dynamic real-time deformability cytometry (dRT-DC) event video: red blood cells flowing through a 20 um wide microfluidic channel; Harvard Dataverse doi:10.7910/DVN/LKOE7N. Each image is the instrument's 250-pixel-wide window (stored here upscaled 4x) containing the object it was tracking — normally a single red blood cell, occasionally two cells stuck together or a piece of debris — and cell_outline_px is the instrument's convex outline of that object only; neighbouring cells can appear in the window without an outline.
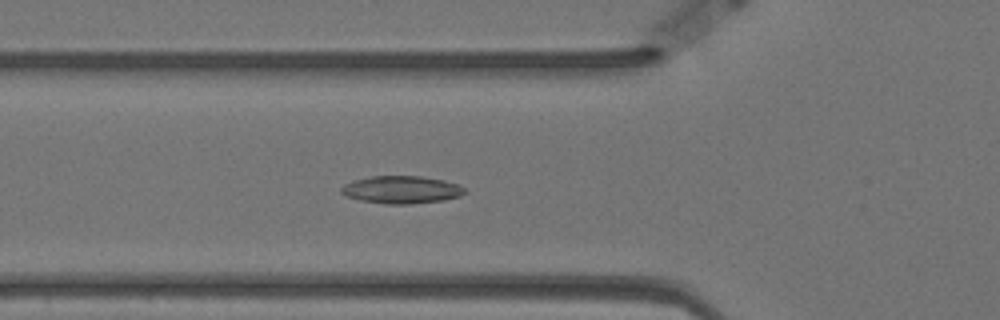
{"species": "Egyptian fruit bat (a non-hibernating species)", "species_latin": "Rousettus aegyptiacus", "temperature_condition": "warm", "stored_images_in_passage": 56, "camera_frame_rate_fps": 3000, "um_per_image_px": 0.085, "animal": {"sex": "female"}, "frame": {"image": 1, "passage_image": 18, "time_ms": 5.667, "image_size_px": [1000, 320], "cell_outline_px": [[468, 192], [460, 196], [444, 200], [408, 204], [384, 204], [360, 200], [348, 196], [340, 192], [340, 188], [344, 184], [352, 180], [372, 176], [420, 176], [444, 180], [460, 184]], "centroid_in_image_um": [34.14, 16.12], "position_along_channel_um": 91.7, "area_um2": 20.0}}
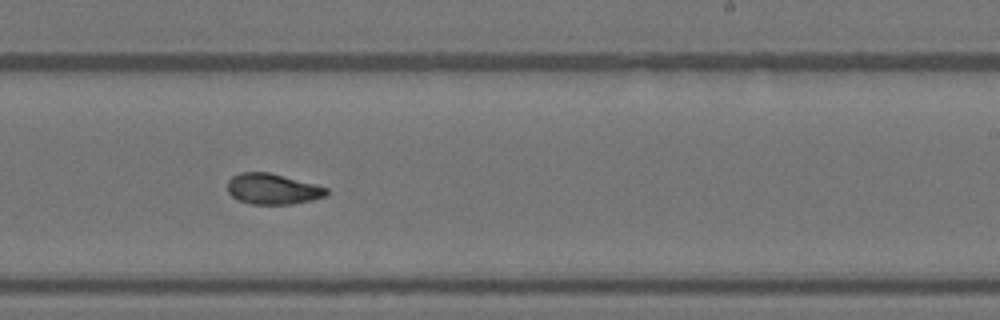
{"frame": {"image": 2, "passage_image": 33, "time_ms": 10.667, "image_size_px": [1000, 320], "cell_outline_px": [[328, 196], [312, 200], [292, 204], [252, 204], [236, 200], [228, 192], [228, 180], [232, 176], [240, 172], [268, 172], [316, 184], [328, 188]], "centroid_in_image_um": [23.18, 16.06], "position_along_channel_um": 265.8, "area_um2": 17.86}}
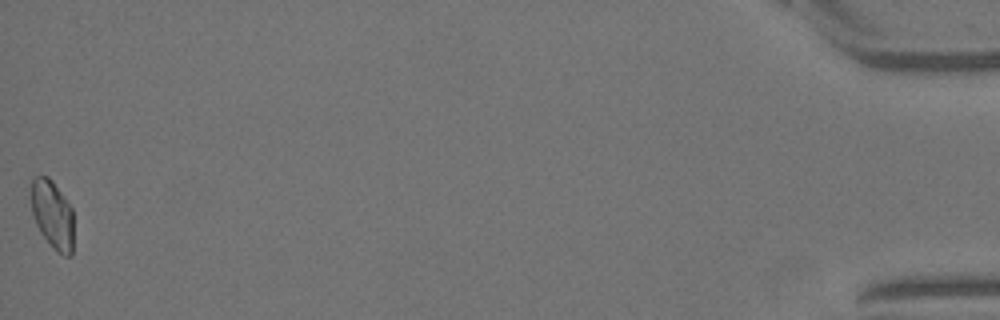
{"frame": {"image": 3, "passage_image": 56, "time_ms": 18.333, "image_size_px": [1000, 320], "cell_outline_px": [[72, 256], [64, 256], [40, 232], [36, 224], [32, 212], [32, 180], [36, 176], [48, 176], [52, 180], [72, 208]], "centroid_in_image_um": [4.46, 18.2], "position_along_channel_um": 430.7, "area_um2": 16.42}, "authors_computed_cell_mechanics": {"area_um2": 18.3515, "velocity_mm_per_s": 3.4828, "shape_relaxation_time_tau1_ms": 5.7157, "shape_relaxation_time_tau2_ms": 2.7394, "deformation_change_tau1": 0.1475, "deformation_change_tau2": 0.0735}}